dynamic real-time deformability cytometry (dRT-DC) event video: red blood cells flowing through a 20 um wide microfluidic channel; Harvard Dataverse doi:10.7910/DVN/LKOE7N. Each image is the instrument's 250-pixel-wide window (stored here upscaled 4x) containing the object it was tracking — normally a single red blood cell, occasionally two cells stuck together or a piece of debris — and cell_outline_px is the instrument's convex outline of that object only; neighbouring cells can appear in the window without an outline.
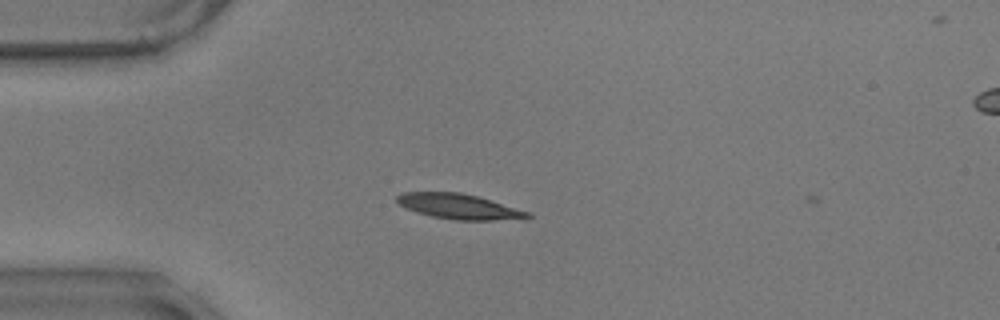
{"species": "common noctule bat (a hibernating species)", "species_latin": "Nyctalus noctula", "temperature_condition": "warm", "stored_images_in_passage": 3, "camera_frame_rate_fps": 3000, "um_per_image_px": 0.085, "animal": {"sex": "male", "body_mass_g": 17.9}, "frame": {"image": 1, "passage_image": 1, "time_ms": 0.0, "image_size_px": [1000, 320], "cell_outline_px": [[532, 216], [492, 220], [456, 220], [432, 216], [416, 212], [404, 208], [396, 200], [396, 196], [400, 192], [460, 192], [476, 196], [532, 212]], "centroid_in_image_um": [38.95, 17.54], "position_along_channel_um": 46.1, "area_um2": 18.96}}